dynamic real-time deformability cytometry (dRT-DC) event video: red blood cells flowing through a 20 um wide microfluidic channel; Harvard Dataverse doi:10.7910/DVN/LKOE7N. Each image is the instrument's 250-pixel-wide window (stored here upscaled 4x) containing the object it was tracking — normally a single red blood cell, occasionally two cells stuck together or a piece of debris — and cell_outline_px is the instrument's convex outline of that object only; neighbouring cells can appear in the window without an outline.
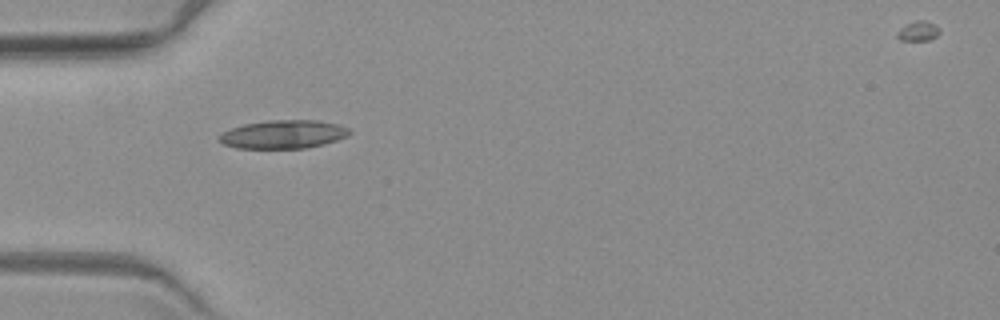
{"species": "common noctule bat (a hibernating species)", "species_latin": "Nyctalus noctula", "temperature_condition": "warm", "stored_images_in_passage": 2, "camera_frame_rate_fps": 3000, "um_per_image_px": 0.085, "animal": {"sex": "female", "body_mass_g": 19.3, "forearm_length_mm": 54.1}, "frame": {"image": 1, "passage_image": 1, "time_ms": 0.0, "image_size_px": [1000, 320], "cell_outline_px": [[352, 132], [348, 136], [324, 144], [304, 148], [236, 148], [224, 144], [220, 140], [220, 132], [244, 124], [268, 120], [316, 120], [336, 124], [348, 128]], "centroid_in_image_um": [24.08, 11.41], "position_along_channel_um": 60.9, "area_um2": 21.44}}
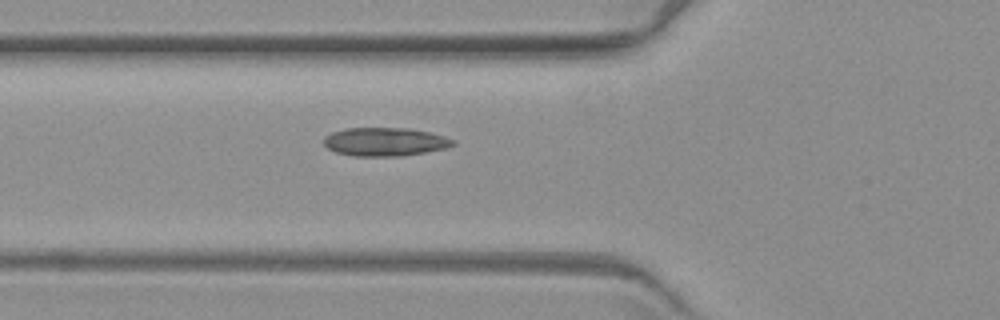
{"frame": {"image": 2, "passage_image": 2, "time_ms": 1.0, "image_size_px": [1000, 320], "cell_outline_px": [[456, 144], [444, 148], [424, 152], [400, 156], [352, 156], [336, 152], [328, 148], [324, 144], [324, 136], [332, 132], [348, 128], [408, 128], [428, 132], [444, 136], [456, 140]], "centroid_in_image_um": [32.71, 12.05], "position_along_channel_um": 93.1, "area_um2": 21.33}}